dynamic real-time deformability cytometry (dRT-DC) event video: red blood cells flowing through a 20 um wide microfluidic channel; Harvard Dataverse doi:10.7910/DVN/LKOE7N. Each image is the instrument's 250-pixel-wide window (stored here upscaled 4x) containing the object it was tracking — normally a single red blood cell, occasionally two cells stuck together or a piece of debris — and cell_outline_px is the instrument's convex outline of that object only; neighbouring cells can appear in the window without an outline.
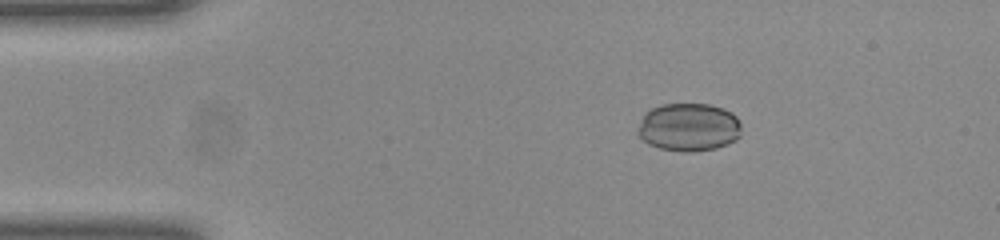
{"species": "common noctule bat (a hibernating species)", "species_latin": "Nyctalus noctula", "temperature_condition": "room temperature", "stored_images_in_passage": 47, "camera_frame_rate_fps": 3000, "um_per_image_px": 0.085, "animal": {"sex": "female", "body_mass_g": 23.0, "forearm_length_mm": 53.4}, "frame": {"image": 1, "passage_image": 5, "time_ms": 1.333, "image_size_px": [1000, 240], "cell_outline_px": [[740, 136], [736, 140], [716, 148], [692, 152], [684, 152], [660, 148], [648, 144], [636, 132], [644, 112], [660, 104], [708, 104], [724, 108], [736, 116], [740, 124]], "centroid_in_image_um": [58.53, 10.81], "position_along_channel_um": 26.5, "area_um2": 29.19}}
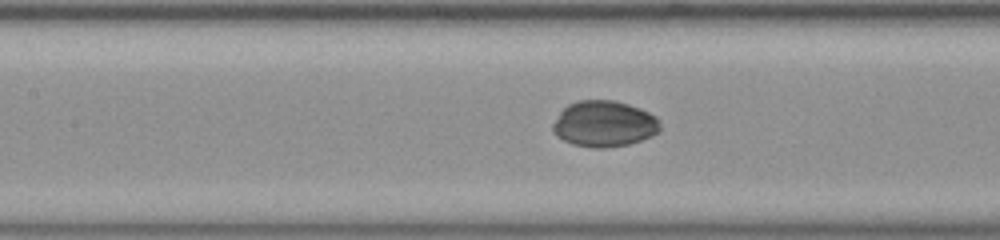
{"frame": {"image": 2, "passage_image": 19, "time_ms": 6.0, "image_size_px": [1000, 240], "cell_outline_px": [[660, 128], [656, 132], [640, 140], [628, 144], [604, 148], [596, 148], [572, 144], [564, 140], [552, 128], [552, 124], [560, 112], [568, 104], [576, 100], [616, 100], [640, 108], [656, 116], [660, 120]], "centroid_in_image_um": [51.35, 10.5], "position_along_channel_um": 156.0, "area_um2": 28.55}}
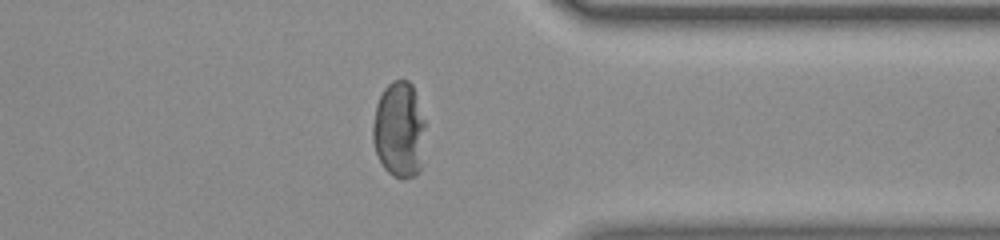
{"frame": {"image": 3, "passage_image": 36, "time_ms": 11.667, "image_size_px": [1000, 240], "cell_outline_px": [[424, 164], [420, 172], [416, 176], [404, 180], [400, 180], [392, 176], [384, 168], [376, 152], [372, 140], [372, 128], [376, 104], [384, 88], [392, 80], [408, 80], [412, 84], [424, 120]], "centroid_in_image_um": [33.94, 11.1], "position_along_channel_um": 377.5, "area_um2": 30.0}, "authors_computed_cell_mechanics": {"area_um2": 29.2468, "velocity_mm_per_s": 4.0482, "shape_relaxation_time_tau1_ms": 8.5362, "shape_relaxation_time_tau2_ms": 0.8746, "deformation_change_tau1": 0.1739, "deformation_change_tau2": 0.0192}}